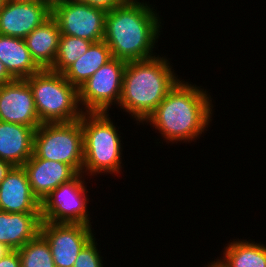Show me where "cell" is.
Instances as JSON below:
<instances>
[{"label":"cell","mask_w":266,"mask_h":267,"mask_svg":"<svg viewBox=\"0 0 266 267\" xmlns=\"http://www.w3.org/2000/svg\"><path fill=\"white\" fill-rule=\"evenodd\" d=\"M92 43L86 39L61 35L55 62L50 70L63 73L81 55L86 53Z\"/></svg>","instance_id":"22"},{"label":"cell","mask_w":266,"mask_h":267,"mask_svg":"<svg viewBox=\"0 0 266 267\" xmlns=\"http://www.w3.org/2000/svg\"><path fill=\"white\" fill-rule=\"evenodd\" d=\"M107 12L84 2L70 0L52 10L61 35L98 42L103 40Z\"/></svg>","instance_id":"9"},{"label":"cell","mask_w":266,"mask_h":267,"mask_svg":"<svg viewBox=\"0 0 266 267\" xmlns=\"http://www.w3.org/2000/svg\"><path fill=\"white\" fill-rule=\"evenodd\" d=\"M60 36L58 24L51 16L24 38L32 59L41 69L53 66Z\"/></svg>","instance_id":"17"},{"label":"cell","mask_w":266,"mask_h":267,"mask_svg":"<svg viewBox=\"0 0 266 267\" xmlns=\"http://www.w3.org/2000/svg\"><path fill=\"white\" fill-rule=\"evenodd\" d=\"M226 245L223 256L217 258L225 267H266V244L261 241L238 238Z\"/></svg>","instance_id":"20"},{"label":"cell","mask_w":266,"mask_h":267,"mask_svg":"<svg viewBox=\"0 0 266 267\" xmlns=\"http://www.w3.org/2000/svg\"><path fill=\"white\" fill-rule=\"evenodd\" d=\"M161 54L140 61L127 62L118 107L130 114L137 125L144 124L160 102L181 80ZM177 75V76H176ZM139 123V124H138Z\"/></svg>","instance_id":"3"},{"label":"cell","mask_w":266,"mask_h":267,"mask_svg":"<svg viewBox=\"0 0 266 267\" xmlns=\"http://www.w3.org/2000/svg\"><path fill=\"white\" fill-rule=\"evenodd\" d=\"M204 267H225L218 259H215L212 262H209L208 265H205Z\"/></svg>","instance_id":"30"},{"label":"cell","mask_w":266,"mask_h":267,"mask_svg":"<svg viewBox=\"0 0 266 267\" xmlns=\"http://www.w3.org/2000/svg\"><path fill=\"white\" fill-rule=\"evenodd\" d=\"M79 2H84L92 7L102 9L106 12L114 9L125 3L127 0H77Z\"/></svg>","instance_id":"24"},{"label":"cell","mask_w":266,"mask_h":267,"mask_svg":"<svg viewBox=\"0 0 266 267\" xmlns=\"http://www.w3.org/2000/svg\"><path fill=\"white\" fill-rule=\"evenodd\" d=\"M41 213L0 211V243L18 250L40 233Z\"/></svg>","instance_id":"16"},{"label":"cell","mask_w":266,"mask_h":267,"mask_svg":"<svg viewBox=\"0 0 266 267\" xmlns=\"http://www.w3.org/2000/svg\"><path fill=\"white\" fill-rule=\"evenodd\" d=\"M126 64L113 58L78 88L79 102L84 112H109L112 105L118 106Z\"/></svg>","instance_id":"8"},{"label":"cell","mask_w":266,"mask_h":267,"mask_svg":"<svg viewBox=\"0 0 266 267\" xmlns=\"http://www.w3.org/2000/svg\"><path fill=\"white\" fill-rule=\"evenodd\" d=\"M33 194L42 202L62 183L78 173L68 164L37 158L32 155L23 165Z\"/></svg>","instance_id":"14"},{"label":"cell","mask_w":266,"mask_h":267,"mask_svg":"<svg viewBox=\"0 0 266 267\" xmlns=\"http://www.w3.org/2000/svg\"><path fill=\"white\" fill-rule=\"evenodd\" d=\"M6 0H0V10L2 9V7L4 6Z\"/></svg>","instance_id":"32"},{"label":"cell","mask_w":266,"mask_h":267,"mask_svg":"<svg viewBox=\"0 0 266 267\" xmlns=\"http://www.w3.org/2000/svg\"><path fill=\"white\" fill-rule=\"evenodd\" d=\"M35 128L0 121V159L23 166L33 155Z\"/></svg>","instance_id":"15"},{"label":"cell","mask_w":266,"mask_h":267,"mask_svg":"<svg viewBox=\"0 0 266 267\" xmlns=\"http://www.w3.org/2000/svg\"><path fill=\"white\" fill-rule=\"evenodd\" d=\"M52 16L41 2L20 3L6 0L0 10V35L25 38Z\"/></svg>","instance_id":"12"},{"label":"cell","mask_w":266,"mask_h":267,"mask_svg":"<svg viewBox=\"0 0 266 267\" xmlns=\"http://www.w3.org/2000/svg\"><path fill=\"white\" fill-rule=\"evenodd\" d=\"M13 166L0 159V183L4 180V178L6 177L7 173L11 170Z\"/></svg>","instance_id":"27"},{"label":"cell","mask_w":266,"mask_h":267,"mask_svg":"<svg viewBox=\"0 0 266 267\" xmlns=\"http://www.w3.org/2000/svg\"><path fill=\"white\" fill-rule=\"evenodd\" d=\"M13 2H20V3H34V2H40V0H8Z\"/></svg>","instance_id":"31"},{"label":"cell","mask_w":266,"mask_h":267,"mask_svg":"<svg viewBox=\"0 0 266 267\" xmlns=\"http://www.w3.org/2000/svg\"><path fill=\"white\" fill-rule=\"evenodd\" d=\"M33 155L70 165L82 173L84 161L82 117L68 123H43L34 134Z\"/></svg>","instance_id":"6"},{"label":"cell","mask_w":266,"mask_h":267,"mask_svg":"<svg viewBox=\"0 0 266 267\" xmlns=\"http://www.w3.org/2000/svg\"><path fill=\"white\" fill-rule=\"evenodd\" d=\"M30 85L40 122L68 123L80 120L84 111L79 102L78 88L62 73L50 69L25 79Z\"/></svg>","instance_id":"5"},{"label":"cell","mask_w":266,"mask_h":267,"mask_svg":"<svg viewBox=\"0 0 266 267\" xmlns=\"http://www.w3.org/2000/svg\"><path fill=\"white\" fill-rule=\"evenodd\" d=\"M95 236L79 252L73 267H104L100 249Z\"/></svg>","instance_id":"23"},{"label":"cell","mask_w":266,"mask_h":267,"mask_svg":"<svg viewBox=\"0 0 266 267\" xmlns=\"http://www.w3.org/2000/svg\"><path fill=\"white\" fill-rule=\"evenodd\" d=\"M86 175L78 173L62 183L41 202V219L45 222L91 225Z\"/></svg>","instance_id":"7"},{"label":"cell","mask_w":266,"mask_h":267,"mask_svg":"<svg viewBox=\"0 0 266 267\" xmlns=\"http://www.w3.org/2000/svg\"><path fill=\"white\" fill-rule=\"evenodd\" d=\"M14 80L15 79L8 73L4 64L0 61V86Z\"/></svg>","instance_id":"26"},{"label":"cell","mask_w":266,"mask_h":267,"mask_svg":"<svg viewBox=\"0 0 266 267\" xmlns=\"http://www.w3.org/2000/svg\"><path fill=\"white\" fill-rule=\"evenodd\" d=\"M109 112H84L82 115L84 161L82 173L86 176L122 172V139ZM118 127V128H117ZM118 129V130H117ZM122 147V148H121Z\"/></svg>","instance_id":"4"},{"label":"cell","mask_w":266,"mask_h":267,"mask_svg":"<svg viewBox=\"0 0 266 267\" xmlns=\"http://www.w3.org/2000/svg\"><path fill=\"white\" fill-rule=\"evenodd\" d=\"M0 121L37 129L42 123L36 111L33 92L25 79L0 86Z\"/></svg>","instance_id":"11"},{"label":"cell","mask_w":266,"mask_h":267,"mask_svg":"<svg viewBox=\"0 0 266 267\" xmlns=\"http://www.w3.org/2000/svg\"><path fill=\"white\" fill-rule=\"evenodd\" d=\"M17 251L21 267H56L49 243L40 233Z\"/></svg>","instance_id":"21"},{"label":"cell","mask_w":266,"mask_h":267,"mask_svg":"<svg viewBox=\"0 0 266 267\" xmlns=\"http://www.w3.org/2000/svg\"><path fill=\"white\" fill-rule=\"evenodd\" d=\"M0 61L14 79H26L41 70L23 38L0 35Z\"/></svg>","instance_id":"18"},{"label":"cell","mask_w":266,"mask_h":267,"mask_svg":"<svg viewBox=\"0 0 266 267\" xmlns=\"http://www.w3.org/2000/svg\"><path fill=\"white\" fill-rule=\"evenodd\" d=\"M12 249H10L8 246H6L3 243H0V259L6 256L8 253H10Z\"/></svg>","instance_id":"29"},{"label":"cell","mask_w":266,"mask_h":267,"mask_svg":"<svg viewBox=\"0 0 266 267\" xmlns=\"http://www.w3.org/2000/svg\"><path fill=\"white\" fill-rule=\"evenodd\" d=\"M201 87L181 79L144 123L168 145L197 142L208 131L214 113L213 98Z\"/></svg>","instance_id":"1"},{"label":"cell","mask_w":266,"mask_h":267,"mask_svg":"<svg viewBox=\"0 0 266 267\" xmlns=\"http://www.w3.org/2000/svg\"><path fill=\"white\" fill-rule=\"evenodd\" d=\"M113 59L104 40L93 42L89 49L71 64L62 74L73 86L79 88L101 66Z\"/></svg>","instance_id":"19"},{"label":"cell","mask_w":266,"mask_h":267,"mask_svg":"<svg viewBox=\"0 0 266 267\" xmlns=\"http://www.w3.org/2000/svg\"><path fill=\"white\" fill-rule=\"evenodd\" d=\"M70 0H40L45 6H47L51 11L58 5L65 4Z\"/></svg>","instance_id":"28"},{"label":"cell","mask_w":266,"mask_h":267,"mask_svg":"<svg viewBox=\"0 0 266 267\" xmlns=\"http://www.w3.org/2000/svg\"><path fill=\"white\" fill-rule=\"evenodd\" d=\"M92 225L42 221L40 234L49 243L56 267H73L79 252L94 237Z\"/></svg>","instance_id":"10"},{"label":"cell","mask_w":266,"mask_h":267,"mask_svg":"<svg viewBox=\"0 0 266 267\" xmlns=\"http://www.w3.org/2000/svg\"><path fill=\"white\" fill-rule=\"evenodd\" d=\"M0 267H21L18 251L12 250L6 256L1 258Z\"/></svg>","instance_id":"25"},{"label":"cell","mask_w":266,"mask_h":267,"mask_svg":"<svg viewBox=\"0 0 266 267\" xmlns=\"http://www.w3.org/2000/svg\"><path fill=\"white\" fill-rule=\"evenodd\" d=\"M0 211L41 213V202L33 194L23 166H13L0 183Z\"/></svg>","instance_id":"13"},{"label":"cell","mask_w":266,"mask_h":267,"mask_svg":"<svg viewBox=\"0 0 266 267\" xmlns=\"http://www.w3.org/2000/svg\"><path fill=\"white\" fill-rule=\"evenodd\" d=\"M142 1L127 0L107 12L103 40L113 58L131 62L158 55L153 51L162 32V21L157 8Z\"/></svg>","instance_id":"2"}]
</instances>
